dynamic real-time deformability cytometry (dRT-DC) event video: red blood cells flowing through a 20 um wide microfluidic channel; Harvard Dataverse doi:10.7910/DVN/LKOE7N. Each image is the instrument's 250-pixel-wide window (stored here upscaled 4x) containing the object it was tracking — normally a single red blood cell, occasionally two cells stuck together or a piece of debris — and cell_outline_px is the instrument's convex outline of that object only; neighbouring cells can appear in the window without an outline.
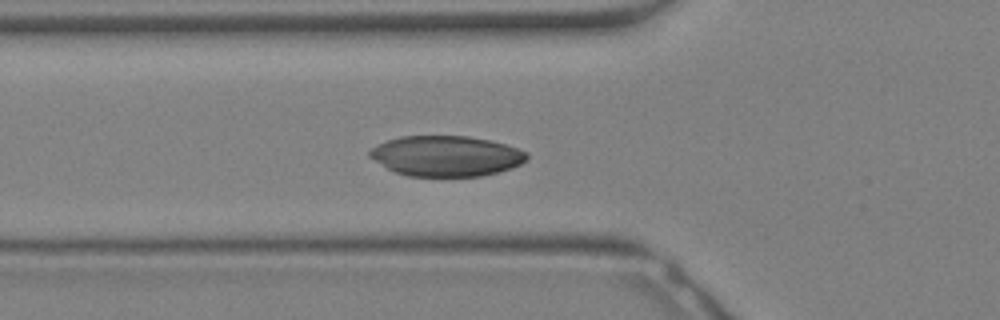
{"species": "Egyptian fruit bat (a non-hibernating species)", "species_latin": "Rousettus aegyptiacus", "temperature_condition": "warm", "stored_images_in_passage": 30, "camera_frame_rate_fps": 3000, "um_per_image_px": 0.085, "animal": {"sex": "female"}, "frame": {"image": 1, "passage_image": 8, "time_ms": 2.333, "image_size_px": [1000, 320], "cell_outline_px": [[528, 160], [512, 168], [480, 176], [408, 176], [396, 172], [388, 168], [368, 156], [368, 152], [376, 144], [400, 136], [468, 136], [492, 140], [528, 152]], "centroid_in_image_um": [37.93, 13.25], "position_along_channel_um": 87.9, "area_um2": 37.05}}
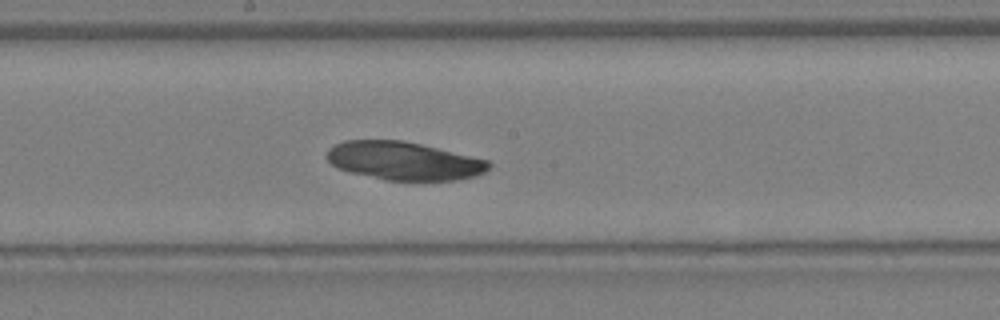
{"frame": {"image": 2, "passage_image": 14, "time_ms": 4.333, "image_size_px": [1000, 320], "cell_outline_px": [[492, 164], [484, 172], [476, 176], [456, 180], [384, 180], [336, 168], [324, 156], [328, 148], [344, 140], [404, 140], [488, 160]], "centroid_in_image_um": [34.29, 13.67], "position_along_channel_um": 213.9, "area_um2": 36.07}}
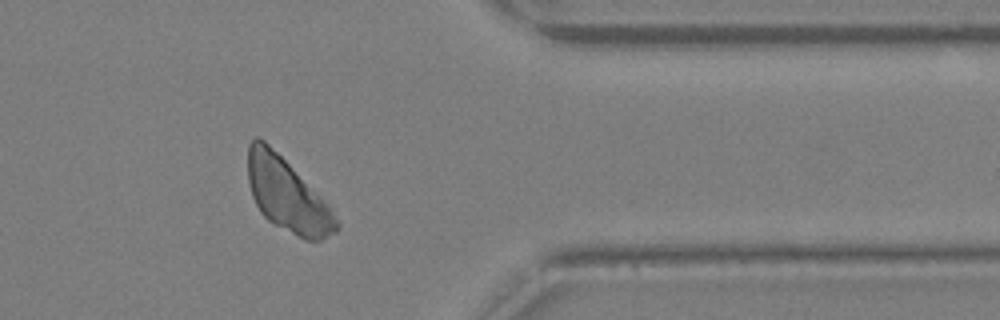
{"frame": {"image": 3, "passage_image": 23, "time_ms": 7.333, "image_size_px": [1000, 320], "cell_outline_px": [[340, 224], [336, 232], [320, 240], [304, 240], [268, 220], [260, 212], [252, 196], [248, 180], [248, 144], [256, 136], [260, 136], [320, 196]], "centroid_in_image_um": [24.37, 16.59], "position_along_channel_um": 387.0, "area_um2": 36.82}}